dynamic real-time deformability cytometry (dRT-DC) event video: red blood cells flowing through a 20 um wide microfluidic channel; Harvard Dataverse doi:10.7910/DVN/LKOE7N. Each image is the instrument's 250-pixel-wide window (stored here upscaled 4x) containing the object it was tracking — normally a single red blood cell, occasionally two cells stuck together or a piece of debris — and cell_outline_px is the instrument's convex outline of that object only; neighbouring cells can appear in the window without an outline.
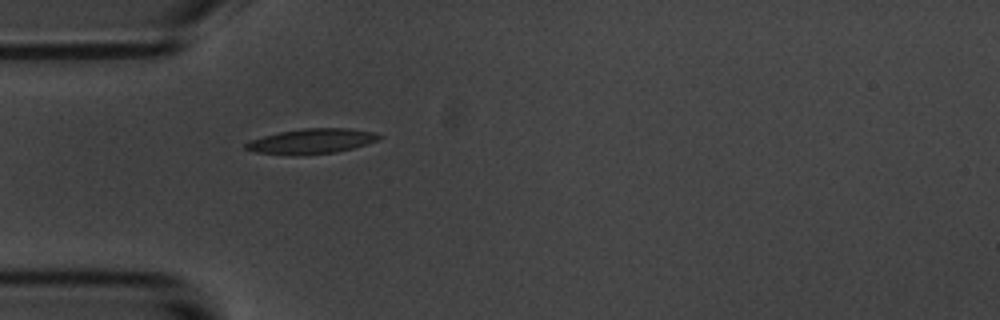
{"species": "common noctule bat (a hibernating species)", "species_latin": "Nyctalus noctula", "temperature_condition": "room temperature", "stored_images_in_passage": 22, "camera_frame_rate_fps": 3000, "um_per_image_px": 0.085, "animal": {"sex": "male", "body_mass_g": 20.1, "forearm_length_mm": 53.5}, "frame": {"image": 1, "passage_image": 1, "time_ms": 0.0, "image_size_px": [1000, 320], "cell_outline_px": [[384, 136], [380, 140], [352, 148], [336, 152], [304, 156], [296, 156], [256, 152], [244, 148], [244, 144], [248, 140], [280, 132], [304, 128], [348, 128], [372, 132]], "centroid_in_image_um": [26.48, 12.02], "position_along_channel_um": 58.5, "area_um2": 19.65}}
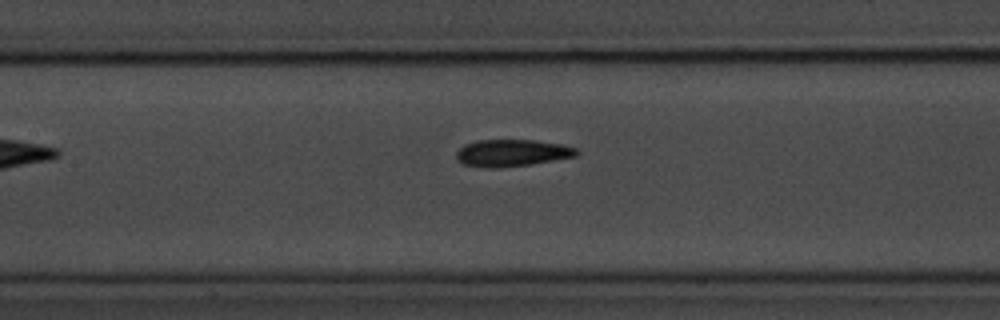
{"frame": {"image": 2, "passage_image": 10, "time_ms": 3.0, "image_size_px": [1000, 320], "cell_outline_px": [[580, 152], [576, 156], [532, 164], [496, 168], [484, 168], [464, 164], [456, 160], [456, 152], [464, 144], [476, 140], [536, 140], [564, 144], [576, 148]], "centroid_in_image_um": [43.51, 12.99], "position_along_channel_um": 163.9, "area_um2": 19.13}}
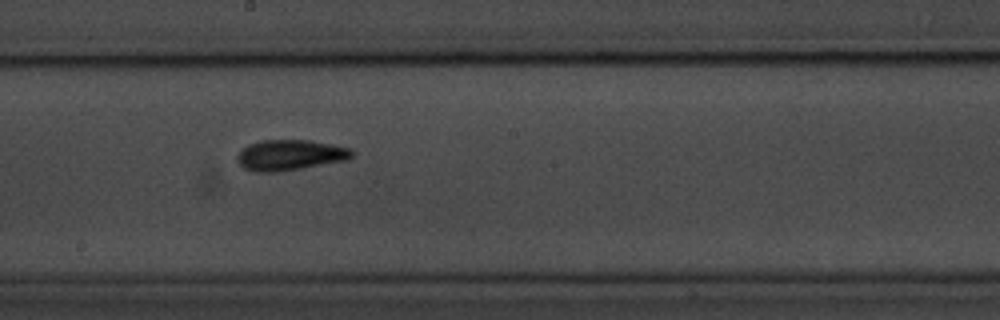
{"frame": {"image": 3, "passage_image": 15, "time_ms": 4.667, "image_size_px": [1000, 320], "cell_outline_px": [[356, 152], [348, 160], [276, 172], [256, 172], [244, 168], [240, 164], [236, 156], [248, 144], [260, 140], [312, 140], [352, 148]], "centroid_in_image_um": [24.7, 13.17], "position_along_channel_um": 223.5, "area_um2": 20.52}}